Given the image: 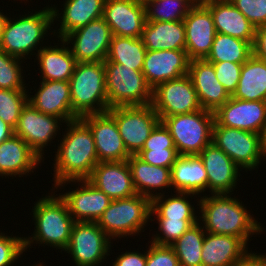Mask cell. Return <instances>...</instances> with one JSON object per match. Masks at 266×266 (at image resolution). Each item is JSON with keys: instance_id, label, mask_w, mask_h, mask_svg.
<instances>
[{"instance_id": "cell-1", "label": "cell", "mask_w": 266, "mask_h": 266, "mask_svg": "<svg viewBox=\"0 0 266 266\" xmlns=\"http://www.w3.org/2000/svg\"><path fill=\"white\" fill-rule=\"evenodd\" d=\"M65 124L67 129L53 160V186L67 180L87 179L99 162L89 126L81 118Z\"/></svg>"}, {"instance_id": "cell-2", "label": "cell", "mask_w": 266, "mask_h": 266, "mask_svg": "<svg viewBox=\"0 0 266 266\" xmlns=\"http://www.w3.org/2000/svg\"><path fill=\"white\" fill-rule=\"evenodd\" d=\"M231 195L201 196L197 201L201 213L199 222H203V229L208 233L235 236L248 244L249 238L261 234L264 227L255 220L242 201L240 203L238 198H232Z\"/></svg>"}, {"instance_id": "cell-3", "label": "cell", "mask_w": 266, "mask_h": 266, "mask_svg": "<svg viewBox=\"0 0 266 266\" xmlns=\"http://www.w3.org/2000/svg\"><path fill=\"white\" fill-rule=\"evenodd\" d=\"M55 192L48 193V196L40 198L35 204L33 219L35 231L33 237L24 238V249L31 244L38 243L42 246H50L64 251L69 243L71 231L75 221L68 211L65 201ZM53 193V195H52Z\"/></svg>"}, {"instance_id": "cell-4", "label": "cell", "mask_w": 266, "mask_h": 266, "mask_svg": "<svg viewBox=\"0 0 266 266\" xmlns=\"http://www.w3.org/2000/svg\"><path fill=\"white\" fill-rule=\"evenodd\" d=\"M29 13L28 11V14L22 15L23 17L19 15V19L8 17L0 40L1 50L23 60L34 54L32 51L38 52L42 48L46 33L53 29L52 24L55 25L52 8L49 6L34 14ZM39 44L40 47L37 49Z\"/></svg>"}, {"instance_id": "cell-5", "label": "cell", "mask_w": 266, "mask_h": 266, "mask_svg": "<svg viewBox=\"0 0 266 266\" xmlns=\"http://www.w3.org/2000/svg\"><path fill=\"white\" fill-rule=\"evenodd\" d=\"M69 84L72 111L79 118L108 111L104 62H77Z\"/></svg>"}, {"instance_id": "cell-6", "label": "cell", "mask_w": 266, "mask_h": 266, "mask_svg": "<svg viewBox=\"0 0 266 266\" xmlns=\"http://www.w3.org/2000/svg\"><path fill=\"white\" fill-rule=\"evenodd\" d=\"M150 211L151 200L135 194L112 200L96 223L110 239L138 236L139 232H144L148 221H153Z\"/></svg>"}, {"instance_id": "cell-7", "label": "cell", "mask_w": 266, "mask_h": 266, "mask_svg": "<svg viewBox=\"0 0 266 266\" xmlns=\"http://www.w3.org/2000/svg\"><path fill=\"white\" fill-rule=\"evenodd\" d=\"M162 122L170 131L179 156L198 155L212 143L214 113L201 109L196 112L167 116Z\"/></svg>"}, {"instance_id": "cell-8", "label": "cell", "mask_w": 266, "mask_h": 266, "mask_svg": "<svg viewBox=\"0 0 266 266\" xmlns=\"http://www.w3.org/2000/svg\"><path fill=\"white\" fill-rule=\"evenodd\" d=\"M104 67L109 108L151 104L152 88L142 71L114 62H104Z\"/></svg>"}, {"instance_id": "cell-9", "label": "cell", "mask_w": 266, "mask_h": 266, "mask_svg": "<svg viewBox=\"0 0 266 266\" xmlns=\"http://www.w3.org/2000/svg\"><path fill=\"white\" fill-rule=\"evenodd\" d=\"M117 124L121 138L131 155L139 153L153 129L161 121L151 104L117 106L107 111Z\"/></svg>"}, {"instance_id": "cell-10", "label": "cell", "mask_w": 266, "mask_h": 266, "mask_svg": "<svg viewBox=\"0 0 266 266\" xmlns=\"http://www.w3.org/2000/svg\"><path fill=\"white\" fill-rule=\"evenodd\" d=\"M212 142L229 156L240 168L246 171L258 168L262 158L260 134L236 128L213 125Z\"/></svg>"}, {"instance_id": "cell-11", "label": "cell", "mask_w": 266, "mask_h": 266, "mask_svg": "<svg viewBox=\"0 0 266 266\" xmlns=\"http://www.w3.org/2000/svg\"><path fill=\"white\" fill-rule=\"evenodd\" d=\"M111 239L96 222H75L64 251L76 266H99L110 255Z\"/></svg>"}, {"instance_id": "cell-12", "label": "cell", "mask_w": 266, "mask_h": 266, "mask_svg": "<svg viewBox=\"0 0 266 266\" xmlns=\"http://www.w3.org/2000/svg\"><path fill=\"white\" fill-rule=\"evenodd\" d=\"M151 105L161 121L167 116L181 115L202 109L188 74L160 83L152 89Z\"/></svg>"}, {"instance_id": "cell-13", "label": "cell", "mask_w": 266, "mask_h": 266, "mask_svg": "<svg viewBox=\"0 0 266 266\" xmlns=\"http://www.w3.org/2000/svg\"><path fill=\"white\" fill-rule=\"evenodd\" d=\"M112 36L111 28L101 17L67 34L63 40L70 44V50L77 62H104Z\"/></svg>"}, {"instance_id": "cell-14", "label": "cell", "mask_w": 266, "mask_h": 266, "mask_svg": "<svg viewBox=\"0 0 266 266\" xmlns=\"http://www.w3.org/2000/svg\"><path fill=\"white\" fill-rule=\"evenodd\" d=\"M61 122L64 123L61 118L46 115L27 103L22 109L14 135L22 138L42 160L44 148L56 138L57 131L62 127Z\"/></svg>"}, {"instance_id": "cell-15", "label": "cell", "mask_w": 266, "mask_h": 266, "mask_svg": "<svg viewBox=\"0 0 266 266\" xmlns=\"http://www.w3.org/2000/svg\"><path fill=\"white\" fill-rule=\"evenodd\" d=\"M78 183L79 186L74 190L60 194L65 201L68 211L75 222H97L105 209L109 206L110 199L104 192L95 188L87 179L83 180H67L60 182L56 186V190L65 184Z\"/></svg>"}, {"instance_id": "cell-16", "label": "cell", "mask_w": 266, "mask_h": 266, "mask_svg": "<svg viewBox=\"0 0 266 266\" xmlns=\"http://www.w3.org/2000/svg\"><path fill=\"white\" fill-rule=\"evenodd\" d=\"M89 126L99 162L126 161L131 154L127 151L115 119L108 113L82 116Z\"/></svg>"}, {"instance_id": "cell-17", "label": "cell", "mask_w": 266, "mask_h": 266, "mask_svg": "<svg viewBox=\"0 0 266 266\" xmlns=\"http://www.w3.org/2000/svg\"><path fill=\"white\" fill-rule=\"evenodd\" d=\"M185 25V50L190 60L205 59L217 34L209 8L196 2L183 20Z\"/></svg>"}, {"instance_id": "cell-18", "label": "cell", "mask_w": 266, "mask_h": 266, "mask_svg": "<svg viewBox=\"0 0 266 266\" xmlns=\"http://www.w3.org/2000/svg\"><path fill=\"white\" fill-rule=\"evenodd\" d=\"M198 156L206 169L209 192L231 194L241 175L240 167L213 142L207 145Z\"/></svg>"}, {"instance_id": "cell-19", "label": "cell", "mask_w": 266, "mask_h": 266, "mask_svg": "<svg viewBox=\"0 0 266 266\" xmlns=\"http://www.w3.org/2000/svg\"><path fill=\"white\" fill-rule=\"evenodd\" d=\"M220 126L260 134L266 122V101H247L230 97L215 113Z\"/></svg>"}, {"instance_id": "cell-20", "label": "cell", "mask_w": 266, "mask_h": 266, "mask_svg": "<svg viewBox=\"0 0 266 266\" xmlns=\"http://www.w3.org/2000/svg\"><path fill=\"white\" fill-rule=\"evenodd\" d=\"M103 18L114 36L141 38L146 8L138 0H106Z\"/></svg>"}, {"instance_id": "cell-21", "label": "cell", "mask_w": 266, "mask_h": 266, "mask_svg": "<svg viewBox=\"0 0 266 266\" xmlns=\"http://www.w3.org/2000/svg\"><path fill=\"white\" fill-rule=\"evenodd\" d=\"M189 64L186 50H147L142 72L154 89L160 83L188 74Z\"/></svg>"}, {"instance_id": "cell-22", "label": "cell", "mask_w": 266, "mask_h": 266, "mask_svg": "<svg viewBox=\"0 0 266 266\" xmlns=\"http://www.w3.org/2000/svg\"><path fill=\"white\" fill-rule=\"evenodd\" d=\"M87 180L112 200L128 198L137 194L127 160L98 162Z\"/></svg>"}, {"instance_id": "cell-23", "label": "cell", "mask_w": 266, "mask_h": 266, "mask_svg": "<svg viewBox=\"0 0 266 266\" xmlns=\"http://www.w3.org/2000/svg\"><path fill=\"white\" fill-rule=\"evenodd\" d=\"M188 76L204 110L215 113L231 97L217 79L213 63L205 59L190 60Z\"/></svg>"}, {"instance_id": "cell-24", "label": "cell", "mask_w": 266, "mask_h": 266, "mask_svg": "<svg viewBox=\"0 0 266 266\" xmlns=\"http://www.w3.org/2000/svg\"><path fill=\"white\" fill-rule=\"evenodd\" d=\"M28 103L46 115L61 118L64 124L79 118L72 111L69 81L42 80L35 95H28Z\"/></svg>"}, {"instance_id": "cell-25", "label": "cell", "mask_w": 266, "mask_h": 266, "mask_svg": "<svg viewBox=\"0 0 266 266\" xmlns=\"http://www.w3.org/2000/svg\"><path fill=\"white\" fill-rule=\"evenodd\" d=\"M217 33L229 35L250 42L255 40L256 28L230 0H205Z\"/></svg>"}, {"instance_id": "cell-26", "label": "cell", "mask_w": 266, "mask_h": 266, "mask_svg": "<svg viewBox=\"0 0 266 266\" xmlns=\"http://www.w3.org/2000/svg\"><path fill=\"white\" fill-rule=\"evenodd\" d=\"M41 161L40 157L19 136L12 135L0 143V176L9 178L30 174Z\"/></svg>"}, {"instance_id": "cell-27", "label": "cell", "mask_w": 266, "mask_h": 266, "mask_svg": "<svg viewBox=\"0 0 266 266\" xmlns=\"http://www.w3.org/2000/svg\"><path fill=\"white\" fill-rule=\"evenodd\" d=\"M106 0H65L62 9L63 13H59V9L53 5V19L60 20V28L54 31L57 34V38L63 39L67 34L72 31L86 26L90 21L103 17V10ZM62 15V16H60ZM57 31V32H55ZM59 34V35H58Z\"/></svg>"}, {"instance_id": "cell-28", "label": "cell", "mask_w": 266, "mask_h": 266, "mask_svg": "<svg viewBox=\"0 0 266 266\" xmlns=\"http://www.w3.org/2000/svg\"><path fill=\"white\" fill-rule=\"evenodd\" d=\"M248 252L238 237L206 232L202 247V266H233Z\"/></svg>"}, {"instance_id": "cell-29", "label": "cell", "mask_w": 266, "mask_h": 266, "mask_svg": "<svg viewBox=\"0 0 266 266\" xmlns=\"http://www.w3.org/2000/svg\"><path fill=\"white\" fill-rule=\"evenodd\" d=\"M58 41L62 44L60 48L45 45L37 52L39 73L44 81H69L77 64L68 44L63 39Z\"/></svg>"}, {"instance_id": "cell-30", "label": "cell", "mask_w": 266, "mask_h": 266, "mask_svg": "<svg viewBox=\"0 0 266 266\" xmlns=\"http://www.w3.org/2000/svg\"><path fill=\"white\" fill-rule=\"evenodd\" d=\"M141 39L147 50H185L186 35L184 22L146 21Z\"/></svg>"}, {"instance_id": "cell-31", "label": "cell", "mask_w": 266, "mask_h": 266, "mask_svg": "<svg viewBox=\"0 0 266 266\" xmlns=\"http://www.w3.org/2000/svg\"><path fill=\"white\" fill-rule=\"evenodd\" d=\"M131 169L132 183L137 194L152 200L154 192H163L171 183V168L150 165L144 162L137 155H131L128 159ZM153 192V193H152Z\"/></svg>"}, {"instance_id": "cell-32", "label": "cell", "mask_w": 266, "mask_h": 266, "mask_svg": "<svg viewBox=\"0 0 266 266\" xmlns=\"http://www.w3.org/2000/svg\"><path fill=\"white\" fill-rule=\"evenodd\" d=\"M172 188L199 195L207 190V173L198 155L179 156L171 167Z\"/></svg>"}, {"instance_id": "cell-33", "label": "cell", "mask_w": 266, "mask_h": 266, "mask_svg": "<svg viewBox=\"0 0 266 266\" xmlns=\"http://www.w3.org/2000/svg\"><path fill=\"white\" fill-rule=\"evenodd\" d=\"M239 100L266 101V61L252 55L243 63L236 91Z\"/></svg>"}, {"instance_id": "cell-34", "label": "cell", "mask_w": 266, "mask_h": 266, "mask_svg": "<svg viewBox=\"0 0 266 266\" xmlns=\"http://www.w3.org/2000/svg\"><path fill=\"white\" fill-rule=\"evenodd\" d=\"M165 192L154 194V198L151 200L150 217H153L154 214L157 219H199L195 213L196 208L188 200L189 197H195L196 194L174 191L176 193L168 197L164 195Z\"/></svg>"}, {"instance_id": "cell-35", "label": "cell", "mask_w": 266, "mask_h": 266, "mask_svg": "<svg viewBox=\"0 0 266 266\" xmlns=\"http://www.w3.org/2000/svg\"><path fill=\"white\" fill-rule=\"evenodd\" d=\"M146 47L141 38L112 36L107 58L104 62H114L142 71Z\"/></svg>"}, {"instance_id": "cell-36", "label": "cell", "mask_w": 266, "mask_h": 266, "mask_svg": "<svg viewBox=\"0 0 266 266\" xmlns=\"http://www.w3.org/2000/svg\"><path fill=\"white\" fill-rule=\"evenodd\" d=\"M253 55L252 44L248 41L217 33L211 50L205 58L208 62H234L243 64Z\"/></svg>"}, {"instance_id": "cell-37", "label": "cell", "mask_w": 266, "mask_h": 266, "mask_svg": "<svg viewBox=\"0 0 266 266\" xmlns=\"http://www.w3.org/2000/svg\"><path fill=\"white\" fill-rule=\"evenodd\" d=\"M205 234L206 231L198 221L171 245L180 266H202V247Z\"/></svg>"}, {"instance_id": "cell-38", "label": "cell", "mask_w": 266, "mask_h": 266, "mask_svg": "<svg viewBox=\"0 0 266 266\" xmlns=\"http://www.w3.org/2000/svg\"><path fill=\"white\" fill-rule=\"evenodd\" d=\"M194 0H157L145 4L146 21H183Z\"/></svg>"}, {"instance_id": "cell-39", "label": "cell", "mask_w": 266, "mask_h": 266, "mask_svg": "<svg viewBox=\"0 0 266 266\" xmlns=\"http://www.w3.org/2000/svg\"><path fill=\"white\" fill-rule=\"evenodd\" d=\"M27 103V90L0 89V118L14 130Z\"/></svg>"}, {"instance_id": "cell-40", "label": "cell", "mask_w": 266, "mask_h": 266, "mask_svg": "<svg viewBox=\"0 0 266 266\" xmlns=\"http://www.w3.org/2000/svg\"><path fill=\"white\" fill-rule=\"evenodd\" d=\"M20 60L0 49V89L27 90Z\"/></svg>"}, {"instance_id": "cell-41", "label": "cell", "mask_w": 266, "mask_h": 266, "mask_svg": "<svg viewBox=\"0 0 266 266\" xmlns=\"http://www.w3.org/2000/svg\"><path fill=\"white\" fill-rule=\"evenodd\" d=\"M156 221L159 224L158 230L160 233L152 235L153 238L150 242L157 245L171 246L199 219H156Z\"/></svg>"}, {"instance_id": "cell-42", "label": "cell", "mask_w": 266, "mask_h": 266, "mask_svg": "<svg viewBox=\"0 0 266 266\" xmlns=\"http://www.w3.org/2000/svg\"><path fill=\"white\" fill-rule=\"evenodd\" d=\"M213 63L216 77L230 96L236 91L243 64L224 61Z\"/></svg>"}, {"instance_id": "cell-43", "label": "cell", "mask_w": 266, "mask_h": 266, "mask_svg": "<svg viewBox=\"0 0 266 266\" xmlns=\"http://www.w3.org/2000/svg\"><path fill=\"white\" fill-rule=\"evenodd\" d=\"M25 252L24 238L0 233V266H13Z\"/></svg>"}, {"instance_id": "cell-44", "label": "cell", "mask_w": 266, "mask_h": 266, "mask_svg": "<svg viewBox=\"0 0 266 266\" xmlns=\"http://www.w3.org/2000/svg\"><path fill=\"white\" fill-rule=\"evenodd\" d=\"M255 27L266 25V0H230Z\"/></svg>"}, {"instance_id": "cell-45", "label": "cell", "mask_w": 266, "mask_h": 266, "mask_svg": "<svg viewBox=\"0 0 266 266\" xmlns=\"http://www.w3.org/2000/svg\"><path fill=\"white\" fill-rule=\"evenodd\" d=\"M148 249L146 266H180L177 255L171 246L157 245L151 242Z\"/></svg>"}, {"instance_id": "cell-46", "label": "cell", "mask_w": 266, "mask_h": 266, "mask_svg": "<svg viewBox=\"0 0 266 266\" xmlns=\"http://www.w3.org/2000/svg\"><path fill=\"white\" fill-rule=\"evenodd\" d=\"M144 162L150 165L171 168L179 154L176 148H165L163 150H141L136 154Z\"/></svg>"}, {"instance_id": "cell-47", "label": "cell", "mask_w": 266, "mask_h": 266, "mask_svg": "<svg viewBox=\"0 0 266 266\" xmlns=\"http://www.w3.org/2000/svg\"><path fill=\"white\" fill-rule=\"evenodd\" d=\"M176 148L168 128L160 121L146 140L142 150H163Z\"/></svg>"}, {"instance_id": "cell-48", "label": "cell", "mask_w": 266, "mask_h": 266, "mask_svg": "<svg viewBox=\"0 0 266 266\" xmlns=\"http://www.w3.org/2000/svg\"><path fill=\"white\" fill-rule=\"evenodd\" d=\"M147 263V251L144 254L138 251H126L120 254L115 261L112 262V266H146Z\"/></svg>"}, {"instance_id": "cell-49", "label": "cell", "mask_w": 266, "mask_h": 266, "mask_svg": "<svg viewBox=\"0 0 266 266\" xmlns=\"http://www.w3.org/2000/svg\"><path fill=\"white\" fill-rule=\"evenodd\" d=\"M253 55L266 61V25L256 28Z\"/></svg>"}, {"instance_id": "cell-50", "label": "cell", "mask_w": 266, "mask_h": 266, "mask_svg": "<svg viewBox=\"0 0 266 266\" xmlns=\"http://www.w3.org/2000/svg\"><path fill=\"white\" fill-rule=\"evenodd\" d=\"M233 266H266V258L264 254L247 252L238 262Z\"/></svg>"}, {"instance_id": "cell-51", "label": "cell", "mask_w": 266, "mask_h": 266, "mask_svg": "<svg viewBox=\"0 0 266 266\" xmlns=\"http://www.w3.org/2000/svg\"><path fill=\"white\" fill-rule=\"evenodd\" d=\"M13 134L14 130L0 118V143L9 139Z\"/></svg>"}, {"instance_id": "cell-52", "label": "cell", "mask_w": 266, "mask_h": 266, "mask_svg": "<svg viewBox=\"0 0 266 266\" xmlns=\"http://www.w3.org/2000/svg\"><path fill=\"white\" fill-rule=\"evenodd\" d=\"M260 139H261L262 151H263L264 155L266 156V122L263 126L261 133H260Z\"/></svg>"}, {"instance_id": "cell-53", "label": "cell", "mask_w": 266, "mask_h": 266, "mask_svg": "<svg viewBox=\"0 0 266 266\" xmlns=\"http://www.w3.org/2000/svg\"><path fill=\"white\" fill-rule=\"evenodd\" d=\"M7 19H8V15L6 14L4 15V13L0 11V40H1L2 32L4 31V27H5Z\"/></svg>"}, {"instance_id": "cell-54", "label": "cell", "mask_w": 266, "mask_h": 266, "mask_svg": "<svg viewBox=\"0 0 266 266\" xmlns=\"http://www.w3.org/2000/svg\"><path fill=\"white\" fill-rule=\"evenodd\" d=\"M139 2L143 3L144 5L151 1H157V0H138Z\"/></svg>"}, {"instance_id": "cell-55", "label": "cell", "mask_w": 266, "mask_h": 266, "mask_svg": "<svg viewBox=\"0 0 266 266\" xmlns=\"http://www.w3.org/2000/svg\"><path fill=\"white\" fill-rule=\"evenodd\" d=\"M32 266H44L42 262H40L39 264L36 265H32Z\"/></svg>"}, {"instance_id": "cell-56", "label": "cell", "mask_w": 266, "mask_h": 266, "mask_svg": "<svg viewBox=\"0 0 266 266\" xmlns=\"http://www.w3.org/2000/svg\"><path fill=\"white\" fill-rule=\"evenodd\" d=\"M195 2H203V1H205V0H194Z\"/></svg>"}]
</instances>
